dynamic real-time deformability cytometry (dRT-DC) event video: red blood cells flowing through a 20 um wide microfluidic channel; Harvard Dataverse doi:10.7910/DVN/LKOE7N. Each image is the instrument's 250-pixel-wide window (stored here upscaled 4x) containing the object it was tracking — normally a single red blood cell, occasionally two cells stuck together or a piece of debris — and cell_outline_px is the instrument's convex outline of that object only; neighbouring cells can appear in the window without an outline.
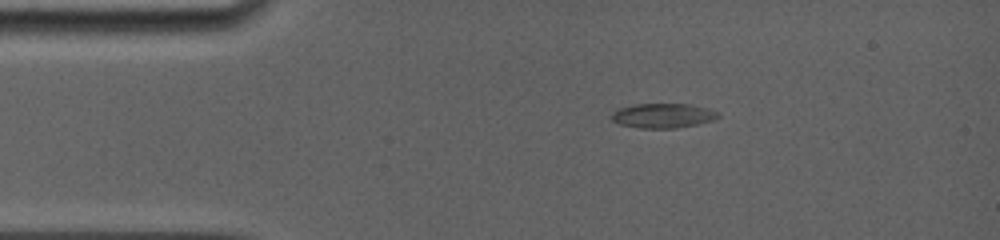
{"species": "common noctule bat (a hibernating species)", "species_latin": "Nyctalus noctula", "temperature_condition": "room temperature", "stored_images_in_passage": 29, "camera_frame_rate_fps": 5000, "um_per_image_px": 0.085, "animal": {"sex": "female", "body_mass_g": 19.0, "forearm_length_mm": 56.7}, "frame": {"image": 1, "passage_image": 1, "time_ms": 0.0, "image_size_px": [1000, 240], "cell_outline_px": [[720, 116], [716, 120], [676, 128], [640, 128], [620, 124], [612, 120], [612, 112], [616, 108], [636, 104], [688, 104], [708, 108], [720, 112]], "centroid_in_image_um": [56.37, 9.82], "position_along_channel_um": 28.6, "area_um2": 15.37}}
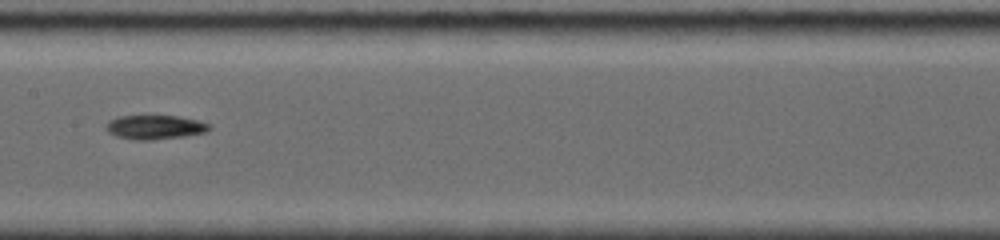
{"frame": {"image": 2, "passage_image": 13, "time_ms": 5.4, "image_size_px": [1000, 240], "cell_outline_px": [[212, 128], [204, 132], [184, 136], [148, 140], [140, 140], [116, 136], [108, 132], [104, 128], [104, 124], [108, 120], [120, 116], [180, 116], [200, 120], [208, 124]], "centroid_in_image_um": [13.14, 10.8], "position_along_channel_um": 194.3, "area_um2": 14.51}}
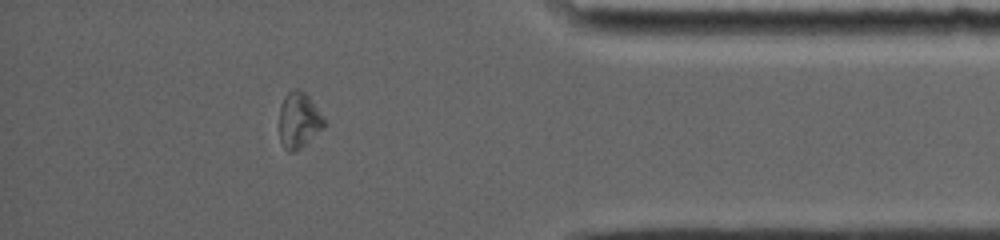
{"frame": {"image": 3, "passage_image": 25, "time_ms": 11.4, "image_size_px": [1000, 240], "cell_outline_px": [[328, 124], [324, 128], [300, 148], [292, 152], [288, 152], [284, 148], [280, 140], [280, 104], [284, 96], [292, 88], [300, 88], [308, 96], [324, 116]], "centroid_in_image_um": [25.42, 10.2], "position_along_channel_um": 409.8, "area_um2": 14.8}}